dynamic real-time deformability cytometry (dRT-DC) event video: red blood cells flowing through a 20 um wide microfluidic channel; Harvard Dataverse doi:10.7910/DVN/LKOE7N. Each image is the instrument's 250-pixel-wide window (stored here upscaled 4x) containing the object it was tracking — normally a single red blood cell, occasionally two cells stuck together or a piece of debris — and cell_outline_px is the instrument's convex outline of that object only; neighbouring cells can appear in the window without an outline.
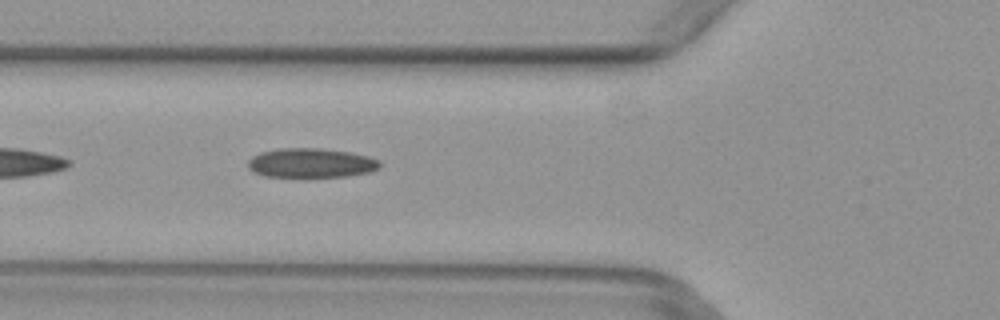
{"species": "common noctule bat (a hibernating species)", "species_latin": "Nyctalus noctula", "temperature_condition": "warm", "stored_images_in_passage": 4, "camera_frame_rate_fps": 3000, "um_per_image_px": 0.085, "animal": {"sex": "female", "body_mass_g": 29.2, "forearm_length_mm": 56.3}, "frame": {"image": 1, "passage_image": 4, "time_ms": 1.0, "image_size_px": [1000, 320], "cell_outline_px": [[380, 168], [368, 172], [348, 176], [304, 180], [264, 176], [252, 172], [248, 168], [248, 160], [252, 156], [260, 152], [280, 148], [324, 148], [352, 152], [368, 156], [380, 160]], "centroid_in_image_um": [26.41, 13.9], "position_along_channel_um": 99.4, "area_um2": 23.87}}